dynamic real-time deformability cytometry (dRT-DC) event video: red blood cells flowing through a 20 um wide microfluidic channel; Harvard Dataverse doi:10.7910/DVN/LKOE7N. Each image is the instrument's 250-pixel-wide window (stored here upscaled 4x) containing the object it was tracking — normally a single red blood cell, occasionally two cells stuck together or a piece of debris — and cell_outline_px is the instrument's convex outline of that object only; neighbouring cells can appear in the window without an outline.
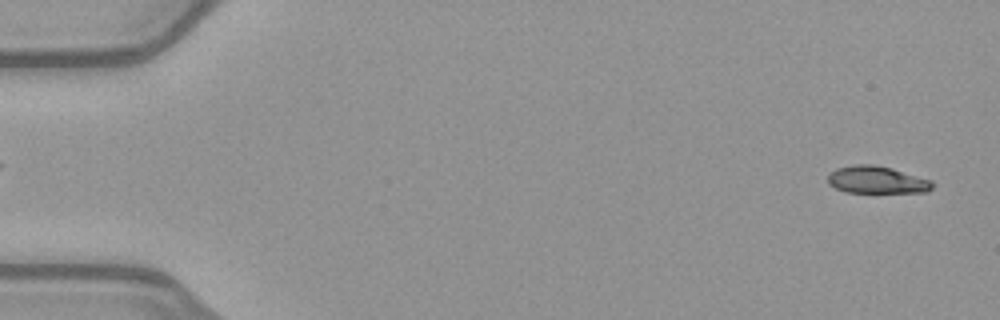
{"species": "common noctule bat (a hibernating species)", "species_latin": "Nyctalus noctula", "temperature_condition": "warm", "stored_images_in_passage": 51, "camera_frame_rate_fps": 3000, "um_per_image_px": 0.085, "animal": {"sex": "female", "body_mass_g": 21.9}, "frame": {"image": 1, "passage_image": 2, "time_ms": 0.333, "image_size_px": [1000, 320], "cell_outline_px": [[936, 184], [928, 192], [844, 192], [828, 184], [828, 176], [836, 168], [856, 164], [872, 164], [892, 168], [932, 180]], "centroid_in_image_um": [74.56, 15.29], "position_along_channel_um": 10.4, "area_um2": 16.7}}
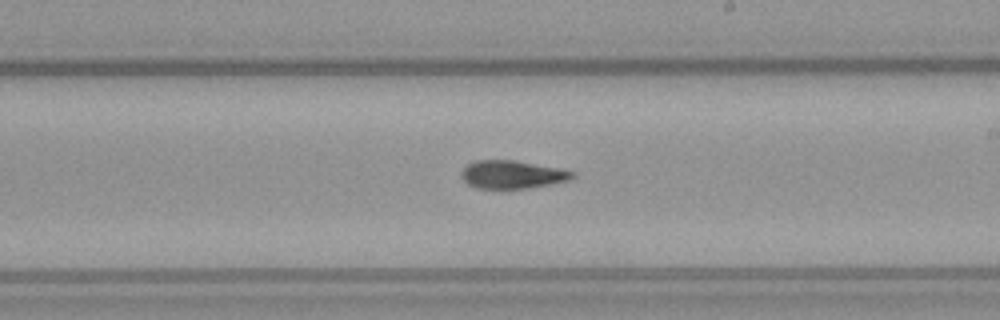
{"frame": {"image": 2, "passage_image": 30, "time_ms": 9.667, "image_size_px": [1000, 320], "cell_outline_px": [[576, 176], [568, 180], [548, 184], [524, 188], [476, 188], [468, 184], [460, 176], [460, 172], [468, 164], [476, 160], [516, 160], [576, 172]], "centroid_in_image_um": [43.5, 14.82], "position_along_channel_um": 245.5, "area_um2": 17.92}}
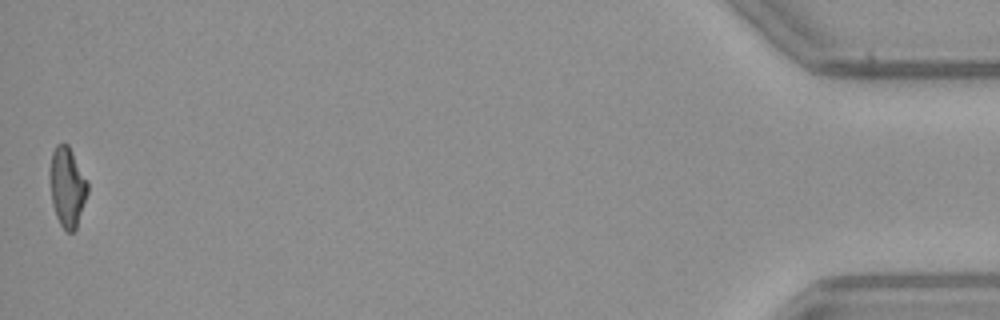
{"frame": {"image": 3, "passage_image": 51, "time_ms": 16.667, "image_size_px": [1000, 320], "cell_outline_px": [[88, 192], [76, 228], [72, 232], [68, 232], [60, 224], [56, 216], [52, 204], [48, 176], [48, 168], [52, 152], [56, 144], [68, 144], [88, 180]], "centroid_in_image_um": [5.69, 15.85], "position_along_channel_um": 429.5, "area_um2": 17.86}, "authors_computed_cell_mechanics": {"area_um2": 18.0914, "velocity_mm_per_s": 4.0189, "shape_relaxation_time_tau1_ms": 6.0036, "shape_relaxation_time_tau2_ms": 7.3289, "deformation_change_tau1": 0.1925, "deformation_change_tau2": 0.1552}}